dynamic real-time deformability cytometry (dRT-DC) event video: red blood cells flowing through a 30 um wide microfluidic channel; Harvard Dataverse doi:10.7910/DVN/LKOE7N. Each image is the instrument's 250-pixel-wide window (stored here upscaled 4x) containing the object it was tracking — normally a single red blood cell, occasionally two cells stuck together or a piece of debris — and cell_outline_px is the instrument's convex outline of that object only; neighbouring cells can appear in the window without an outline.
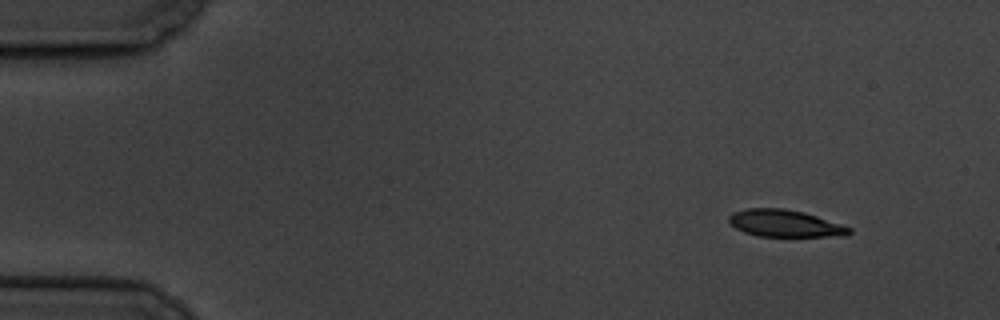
{"species": "common noctule bat (a hibernating species)", "species_latin": "Nyctalus noctula", "temperature_condition": "cold", "stored_images_in_passage": 6, "segment_of_instrument_passage": [1, 2], "camera_frame_rate_fps": 3000, "um_per_image_px": 0.085, "animal": {"sex": "male", "body_mass_g": 19.5, "forearm_length_mm": 54.6}, "frame": {"image": 1, "passage_image": 2, "time_ms": 1.333, "image_size_px": [1000, 320], "cell_outline_px": [[852, 232], [848, 236], [756, 236], [744, 232], [736, 228], [728, 220], [728, 216], [732, 212], [744, 208], [784, 208], [804, 212], [852, 228]], "centroid_in_image_um": [66.7, 18.98], "position_along_channel_um": 18.3, "area_um2": 19.02}}